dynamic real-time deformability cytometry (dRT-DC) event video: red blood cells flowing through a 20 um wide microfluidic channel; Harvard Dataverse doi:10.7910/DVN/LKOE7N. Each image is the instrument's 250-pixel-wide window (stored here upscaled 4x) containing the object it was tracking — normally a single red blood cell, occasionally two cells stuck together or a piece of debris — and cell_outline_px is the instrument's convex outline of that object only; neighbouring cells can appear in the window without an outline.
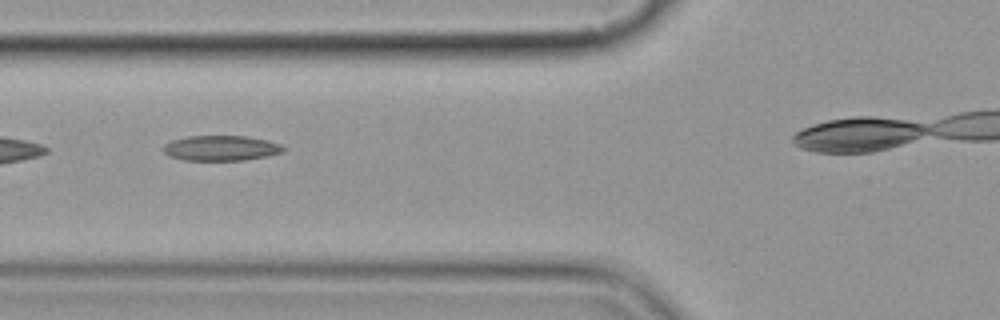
{"species": "common noctule bat (a hibernating species)", "species_latin": "Nyctalus noctula", "temperature_condition": "cold", "stored_images_in_passage": 7, "camera_frame_rate_fps": 3000, "um_per_image_px": 0.085, "animal": {"sex": "female", "body_mass_g": 19.9}, "frame": {"image": 1, "passage_image": 4, "time_ms": 3.667, "image_size_px": [1000, 320], "cell_outline_px": [[284, 152], [268, 156], [244, 160], [184, 160], [168, 156], [160, 148], [164, 144], [172, 140], [188, 136], [248, 136], [268, 140], [280, 144], [284, 148]], "centroid_in_image_um": [18.76, 12.59], "position_along_channel_um": 107.0, "area_um2": 17.8}}
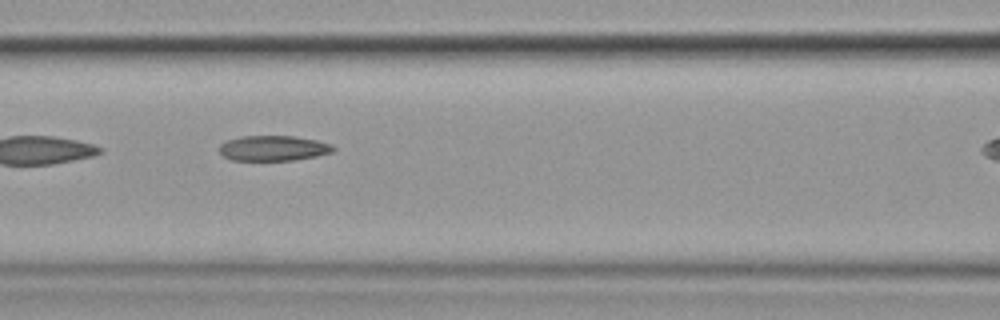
{"frame": {"image": 2, "passage_image": 5, "time_ms": 4.667, "image_size_px": [1000, 320], "cell_outline_px": [[336, 148], [332, 152], [316, 156], [296, 160], [232, 160], [224, 156], [220, 152], [220, 144], [228, 140], [240, 136], [296, 136], [316, 140], [332, 144]], "centroid_in_image_um": [23.26, 12.59], "position_along_channel_um": 143.3, "area_um2": 16.76}}